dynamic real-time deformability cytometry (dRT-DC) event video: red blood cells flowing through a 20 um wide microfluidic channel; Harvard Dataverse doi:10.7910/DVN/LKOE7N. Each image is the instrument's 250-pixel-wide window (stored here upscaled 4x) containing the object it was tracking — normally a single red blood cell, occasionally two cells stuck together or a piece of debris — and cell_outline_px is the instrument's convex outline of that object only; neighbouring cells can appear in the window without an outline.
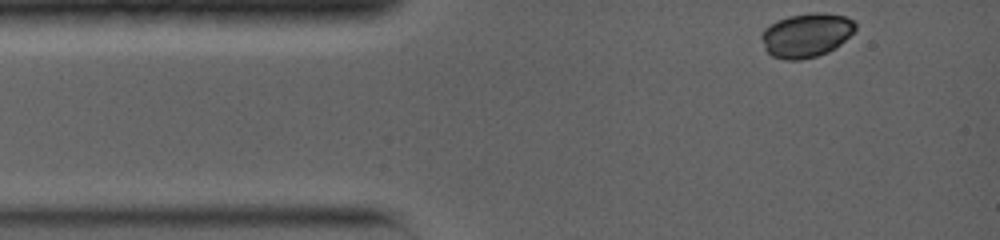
{"species": "common noctule bat (a hibernating species)", "species_latin": "Nyctalus noctula", "temperature_condition": "warm", "stored_images_in_passage": 27, "camera_frame_rate_fps": 5000, "um_per_image_px": 0.085, "animal": {"sex": "female", "body_mass_g": 19.0, "forearm_length_mm": 56.7}, "frame": {"image": 1, "passage_image": 1, "time_ms": 0.0, "image_size_px": [1000, 240], "cell_outline_px": [[856, 28], [840, 44], [828, 52], [816, 56], [800, 60], [784, 60], [772, 56], [764, 48], [760, 36], [760, 32], [764, 28], [776, 20], [788, 16], [812, 12], [824, 12], [844, 16], [852, 20], [856, 24]], "centroid_in_image_um": [68.49, 2.98], "position_along_channel_um": 16.5, "area_um2": 24.22}}
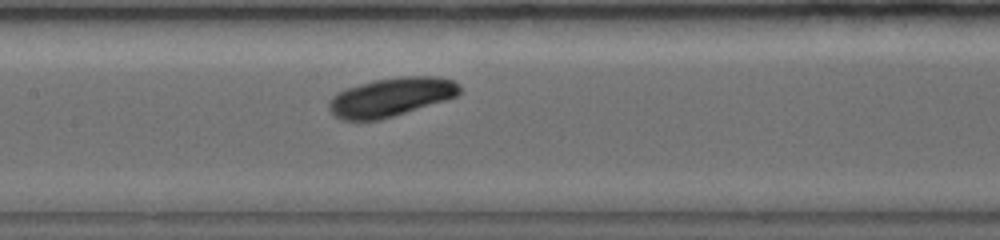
{"frame": {"image": 2, "passage_image": 14, "time_ms": 5.2, "image_size_px": [1000, 240], "cell_outline_px": [[460, 92], [456, 96], [444, 100], [380, 120], [340, 120], [328, 108], [328, 100], [336, 92], [360, 84], [376, 80], [404, 76], [440, 76], [452, 80], [460, 84]], "centroid_in_image_um": [33.22, 8.24], "position_along_channel_um": 174.2, "area_um2": 29.3}}
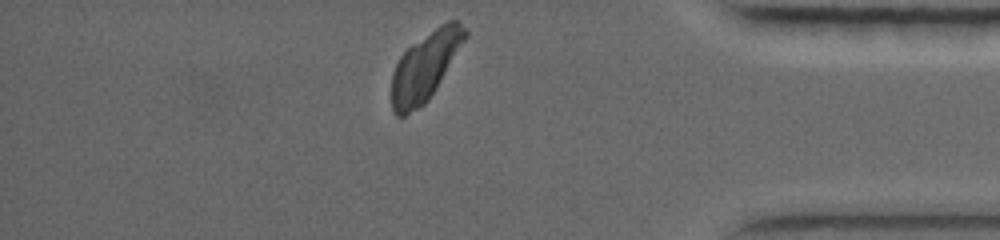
{"frame": {"image": 3, "passage_image": 27, "time_ms": 11.6, "image_size_px": [1000, 240], "cell_outline_px": [[468, 36], [436, 88], [428, 100], [420, 108], [404, 116], [396, 116], [392, 112], [392, 72], [400, 56], [412, 44], [440, 24], [448, 20], [456, 20], [468, 32]], "centroid_in_image_um": [36.13, 5.65], "position_along_channel_um": 399.1, "area_um2": 29.13}, "authors_computed_cell_mechanics": {"area_um2": 29.3046, "velocity_mm_per_s": 3.913, "shape_relaxation_time_tau1_ms": null, "shape_relaxation_time_tau2_ms": 3.6474, "deformation_change_tau1": null, "deformation_change_tau2": 0.0569}}